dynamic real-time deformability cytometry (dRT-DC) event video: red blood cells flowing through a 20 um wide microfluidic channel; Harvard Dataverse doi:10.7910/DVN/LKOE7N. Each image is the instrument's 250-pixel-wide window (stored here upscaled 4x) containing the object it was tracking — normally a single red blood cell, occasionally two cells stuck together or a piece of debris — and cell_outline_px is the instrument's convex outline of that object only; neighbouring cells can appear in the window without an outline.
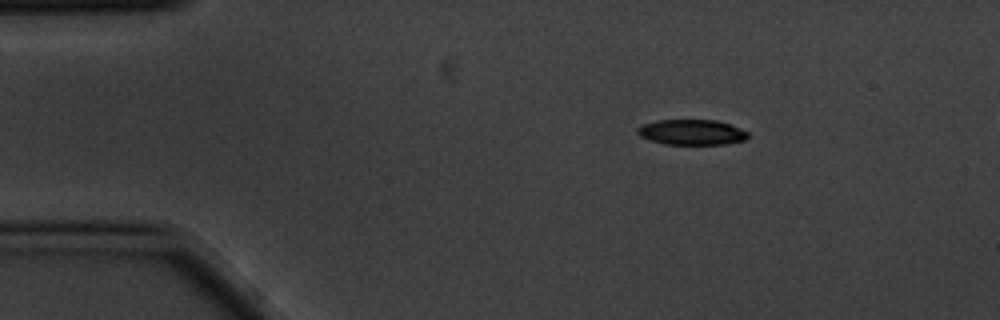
{"species": "common noctule bat (a hibernating species)", "species_latin": "Nyctalus noctula", "temperature_condition": "cold", "stored_images_in_passage": 5, "segment_of_instrument_passage": [1, 2], "camera_frame_rate_fps": 3000, "um_per_image_px": 0.085, "animal": {"sex": "male", "body_mass_g": 20.1, "forearm_length_mm": 53.5}, "frame": {"image": 1, "passage_image": 2, "time_ms": 0.333, "image_size_px": [1000, 320], "cell_outline_px": [[748, 136], [744, 140], [724, 144], [664, 144], [648, 140], [640, 136], [636, 132], [636, 128], [640, 124], [656, 120], [716, 120], [740, 128], [748, 132]], "centroid_in_image_um": [58.72, 11.23], "position_along_channel_um": 26.3, "area_um2": 16.42}}